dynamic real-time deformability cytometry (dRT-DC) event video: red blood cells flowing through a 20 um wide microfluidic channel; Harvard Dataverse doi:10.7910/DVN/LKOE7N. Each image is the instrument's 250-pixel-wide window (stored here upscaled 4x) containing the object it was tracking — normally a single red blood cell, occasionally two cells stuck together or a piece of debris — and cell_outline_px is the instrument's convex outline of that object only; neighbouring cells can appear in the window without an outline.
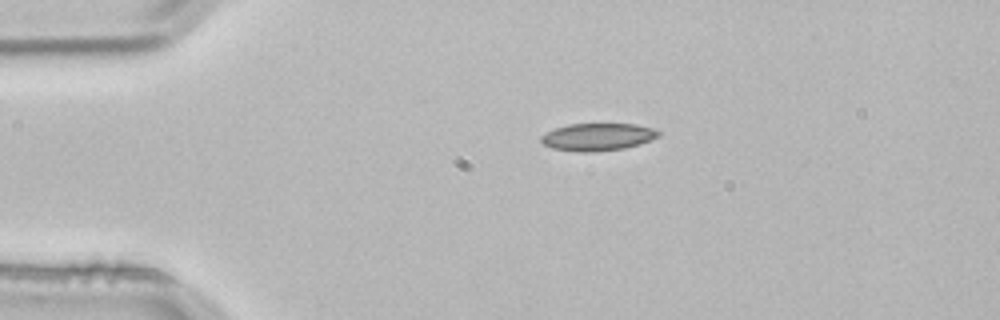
{"species": "common noctule bat (a hibernating species)", "species_latin": "Nyctalus noctula", "temperature_condition": "room temperature", "stored_images_in_passage": 3, "camera_frame_rate_fps": 3000, "um_per_image_px": 0.085, "animal": {"sex": "male", "body_mass_g": 21.5, "forearm_length_mm": 52.0}, "frame": {"image": 1, "passage_image": 1, "time_ms": 0.0, "image_size_px": [1000, 320], "cell_outline_px": [[660, 136], [652, 140], [640, 144], [624, 148], [596, 152], [580, 152], [552, 148], [544, 144], [540, 140], [540, 136], [556, 128], [568, 124], [636, 124], [656, 128], [660, 132]], "centroid_in_image_um": [50.86, 11.64], "position_along_channel_um": 34.1, "area_um2": 18.9}}